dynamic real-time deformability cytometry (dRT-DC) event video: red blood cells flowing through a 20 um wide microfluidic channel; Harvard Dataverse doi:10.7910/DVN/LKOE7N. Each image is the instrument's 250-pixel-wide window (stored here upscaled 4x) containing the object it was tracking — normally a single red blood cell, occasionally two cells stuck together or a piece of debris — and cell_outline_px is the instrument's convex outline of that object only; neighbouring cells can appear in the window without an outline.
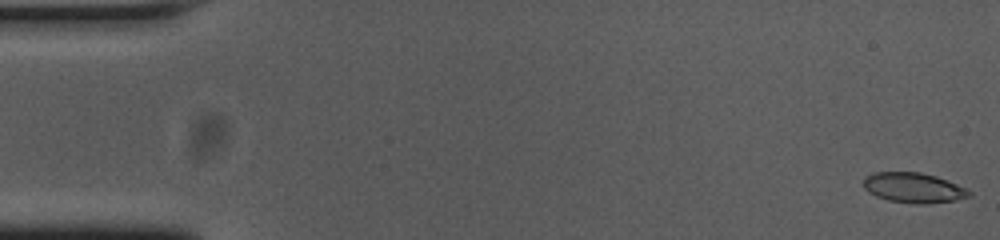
{"species": "common noctule bat (a hibernating species)", "species_latin": "Nyctalus noctula", "temperature_condition": "cold", "stored_images_in_passage": 54, "camera_frame_rate_fps": 3000, "um_per_image_px": 0.085, "animal": {"sex": "female", "body_mass_g": 23.0, "forearm_length_mm": 53.4}, "frame": {"image": 1, "passage_image": 1, "time_ms": 0.0, "image_size_px": [1000, 240], "cell_outline_px": [[972, 196], [956, 200], [924, 204], [920, 204], [888, 200], [876, 196], [868, 192], [864, 188], [864, 176], [876, 172], [920, 172], [936, 176], [956, 184], [972, 192]], "centroid_in_image_um": [77.64, 15.96], "position_along_channel_um": 7.4, "area_um2": 18.44}}
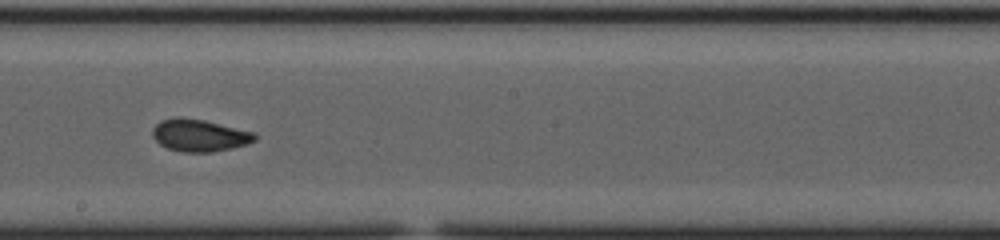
{"frame": {"image": 2, "passage_image": 30, "time_ms": 9.667, "image_size_px": [1000, 240], "cell_outline_px": [[256, 140], [248, 144], [232, 148], [212, 152], [180, 152], [168, 148], [160, 144], [152, 136], [152, 128], [160, 120], [176, 116], [180, 116], [204, 120], [256, 132]], "centroid_in_image_um": [16.95, 11.49], "position_along_channel_um": 231.3, "area_um2": 19.48}}
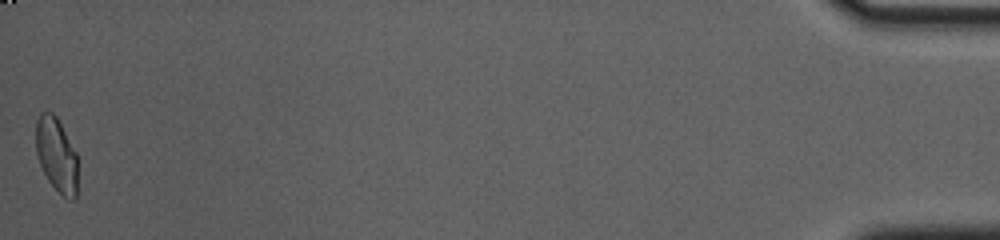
{"frame": {"image": 3, "passage_image": 54, "time_ms": 17.667, "image_size_px": [1000, 240], "cell_outline_px": [[76, 200], [72, 200], [64, 196], [48, 180], [36, 156], [36, 120], [40, 112], [52, 112], [56, 116], [76, 152]], "centroid_in_image_um": [4.78, 13.13], "position_along_channel_um": 430.4, "area_um2": 17.8}, "authors_computed_cell_mechanics": {"area_um2": 18.8139, "velocity_mm_per_s": 3.756, "shape_relaxation_time_tau1_ms": 6.0053, "shape_relaxation_time_tau2_ms": 0.8446, "deformation_change_tau1": 0.1378, "deformation_change_tau2": 0.0508}}